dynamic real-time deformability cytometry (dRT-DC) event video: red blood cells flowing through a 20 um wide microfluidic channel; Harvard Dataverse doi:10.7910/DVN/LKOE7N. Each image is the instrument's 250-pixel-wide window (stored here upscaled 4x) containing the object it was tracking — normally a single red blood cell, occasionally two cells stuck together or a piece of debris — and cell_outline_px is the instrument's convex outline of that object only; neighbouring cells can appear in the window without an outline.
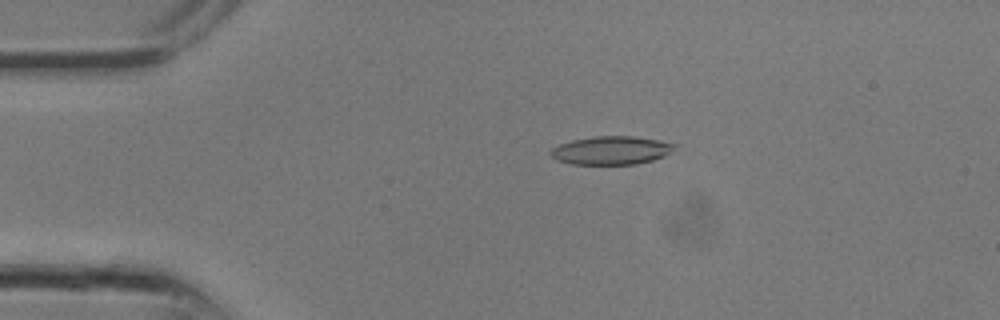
{"species": "common noctule bat (a hibernating species)", "species_latin": "Nyctalus noctula", "temperature_condition": "room temperature", "stored_images_in_passage": 12, "camera_frame_rate_fps": 3000, "um_per_image_px": 0.085, "animal": {"sex": "male", "body_mass_g": 13.3}, "frame": {"image": 1, "passage_image": 6, "time_ms": 1.667, "image_size_px": [1000, 320], "cell_outline_px": [[676, 144], [664, 156], [652, 160], [636, 164], [572, 164], [556, 160], [548, 152], [552, 148], [560, 144], [572, 140], [592, 136], [632, 136], [656, 140]], "centroid_in_image_um": [51.88, 12.78], "position_along_channel_um": 33.1, "area_um2": 20.23}}
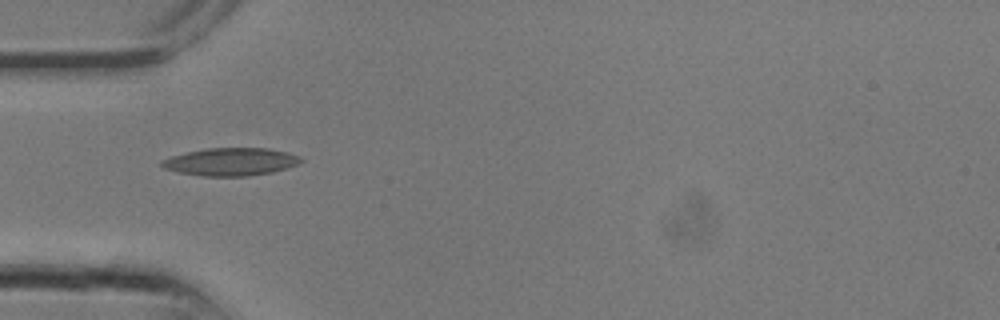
{"frame": {"image": 2, "passage_image": 9, "time_ms": 2.667, "image_size_px": [1000, 320], "cell_outline_px": [[304, 160], [300, 164], [288, 168], [272, 172], [244, 176], [204, 176], [180, 172], [164, 168], [160, 164], [160, 160], [172, 156], [188, 152], [208, 148], [268, 148], [288, 152], [300, 156]], "centroid_in_image_um": [19.67, 13.74], "position_along_channel_um": 65.3, "area_um2": 22.48}}
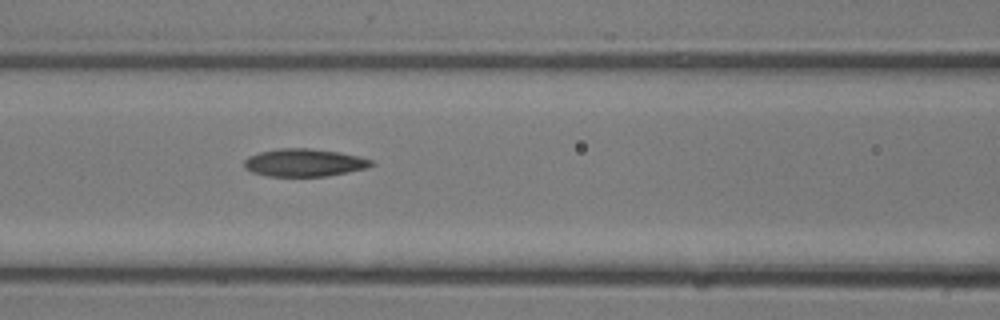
{"frame": {"image": 3, "passage_image": 12, "time_ms": 3.667, "image_size_px": [1000, 320], "cell_outline_px": [[376, 164], [368, 168], [328, 176], [268, 176], [252, 172], [244, 168], [244, 160], [248, 156], [260, 152], [280, 148], [312, 148], [340, 152], [360, 156], [372, 160]], "centroid_in_image_um": [25.89, 13.82], "position_along_channel_um": 140.7, "area_um2": 20.75}}